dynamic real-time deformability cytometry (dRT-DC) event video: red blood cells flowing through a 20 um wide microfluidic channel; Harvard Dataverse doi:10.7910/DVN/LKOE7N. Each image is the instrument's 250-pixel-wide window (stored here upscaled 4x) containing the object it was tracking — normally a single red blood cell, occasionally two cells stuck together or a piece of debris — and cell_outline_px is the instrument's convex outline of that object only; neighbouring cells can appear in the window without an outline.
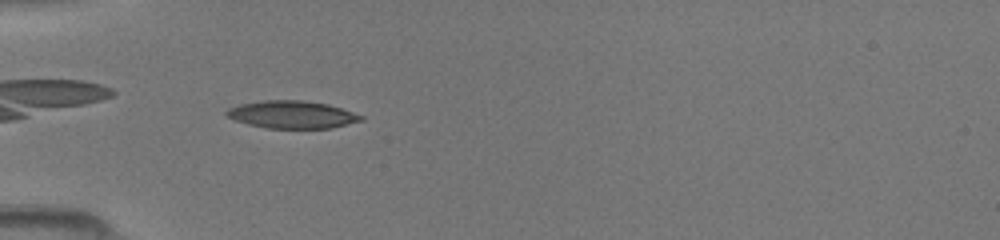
{"species": "common noctule bat (a hibernating species)", "species_latin": "Nyctalus noctula", "temperature_condition": "room temperature", "stored_images_in_passage": 36, "camera_frame_rate_fps": 3000, "um_per_image_px": 0.085, "animal": {"sex": "female", "body_mass_g": 19.5, "forearm_length_mm": 54.1}, "frame": {"image": 1, "passage_image": 3, "time_ms": 0.667, "image_size_px": [1000, 240], "cell_outline_px": [[364, 120], [332, 128], [268, 128], [248, 124], [236, 120], [228, 116], [224, 112], [228, 108], [240, 104], [264, 100], [300, 100], [328, 104], [364, 116]], "centroid_in_image_um": [24.83, 9.74], "position_along_channel_um": 60.2, "area_um2": 21.44}}
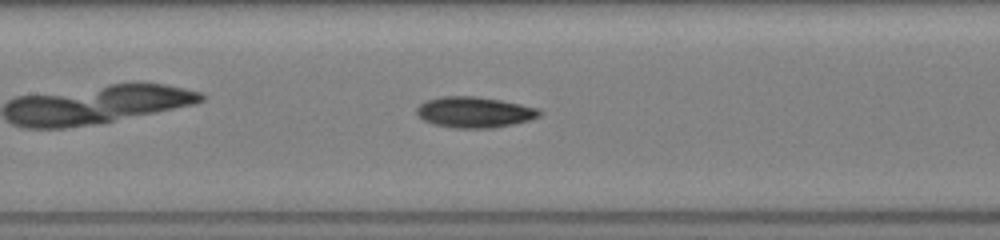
{"frame": {"image": 2, "passage_image": 11, "time_ms": 3.333, "image_size_px": [1000, 240], "cell_outline_px": [[544, 112], [540, 116], [528, 120], [512, 124], [492, 128], [456, 128], [432, 124], [424, 120], [416, 112], [416, 108], [420, 104], [428, 100], [444, 96], [472, 96], [500, 100], [540, 108]], "centroid_in_image_um": [40.35, 9.54], "position_along_channel_um": 167.0, "area_um2": 21.96}}
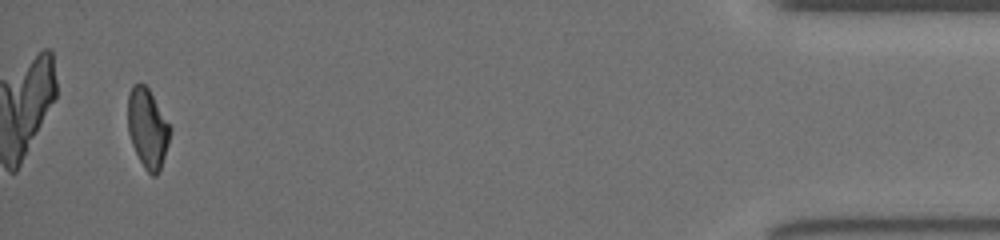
{"frame": {"image": 3, "passage_image": 34, "time_ms": 11.0, "image_size_px": [1000, 240], "cell_outline_px": [[172, 128], [168, 144], [160, 168], [156, 176], [152, 176], [144, 168], [132, 144], [128, 132], [128, 96], [132, 84], [144, 84], [148, 88]], "centroid_in_image_um": [12.54, 10.9], "position_along_channel_um": 422.7, "area_um2": 19.36}}